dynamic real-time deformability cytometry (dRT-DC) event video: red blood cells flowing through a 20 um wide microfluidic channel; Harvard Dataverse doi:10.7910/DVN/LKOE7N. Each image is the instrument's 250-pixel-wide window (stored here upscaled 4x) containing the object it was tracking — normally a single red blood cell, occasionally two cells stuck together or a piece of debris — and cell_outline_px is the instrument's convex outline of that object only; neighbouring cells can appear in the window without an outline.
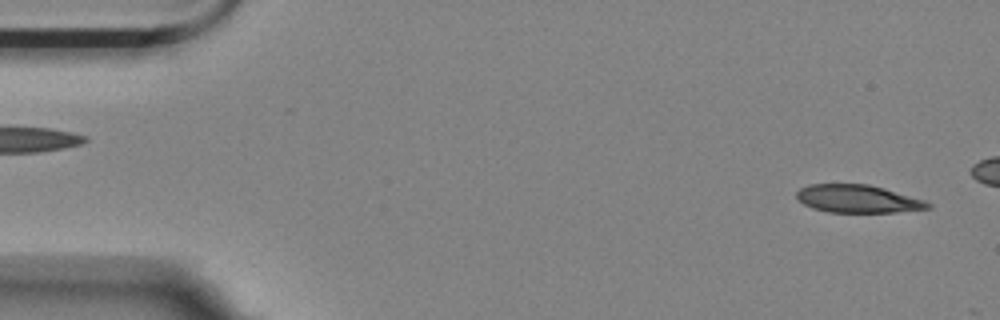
{"species": "Egyptian fruit bat (a non-hibernating species)", "species_latin": "Rousettus aegyptiacus", "temperature_condition": "room temperature", "stored_images_in_passage": 10, "camera_frame_rate_fps": 3000, "um_per_image_px": 0.085, "animal": {"sex": "female"}, "frame": {"image": 1, "passage_image": 2, "time_ms": 0.333, "image_size_px": [1000, 320], "cell_outline_px": [[932, 208], [896, 212], [828, 212], [812, 208], [804, 204], [796, 196], [796, 192], [800, 188], [808, 184], [868, 184], [884, 188], [924, 200], [932, 204]], "centroid_in_image_um": [72.91, 16.9], "position_along_channel_um": 12.1, "area_um2": 21.27}}